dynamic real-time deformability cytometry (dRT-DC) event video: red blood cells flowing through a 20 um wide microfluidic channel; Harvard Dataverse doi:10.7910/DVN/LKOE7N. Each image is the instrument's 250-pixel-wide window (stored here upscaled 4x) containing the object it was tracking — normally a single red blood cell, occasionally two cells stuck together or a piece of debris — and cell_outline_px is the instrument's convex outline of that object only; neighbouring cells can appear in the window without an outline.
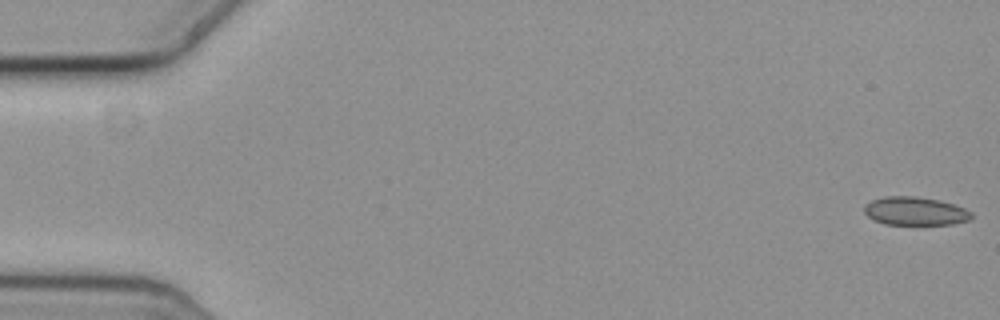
{"species": "common noctule bat (a hibernating species)", "species_latin": "Nyctalus noctula", "temperature_condition": "cold", "stored_images_in_passage": 52, "camera_frame_rate_fps": 3000, "um_per_image_px": 0.085, "animal": {"sex": "female", "body_mass_g": 19.3, "forearm_length_mm": 54.1}, "frame": {"image": 1, "passage_image": 1, "time_ms": 0.0, "image_size_px": [1000, 320], "cell_outline_px": [[972, 216], [968, 220], [952, 224], [884, 224], [868, 216], [864, 212], [864, 204], [872, 200], [884, 196], [916, 196], [940, 200], [964, 208], [972, 212]], "centroid_in_image_um": [77.77, 17.93], "position_along_channel_um": 7.2, "area_um2": 17.63}}
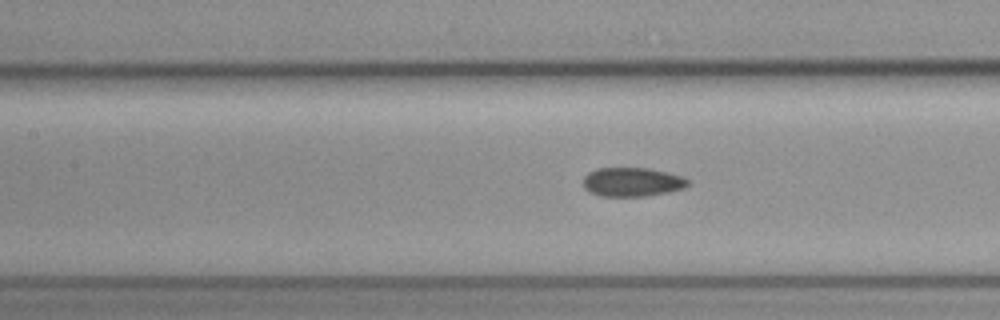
{"frame": {"image": 2, "passage_image": 26, "time_ms": 8.333, "image_size_px": [1000, 320], "cell_outline_px": [[688, 184], [684, 188], [668, 192], [644, 196], [600, 196], [588, 192], [584, 188], [584, 176], [588, 172], [596, 168], [648, 168], [668, 172], [684, 176], [688, 180]], "centroid_in_image_um": [53.72, 15.46], "position_along_channel_um": 153.7, "area_um2": 17.8}}
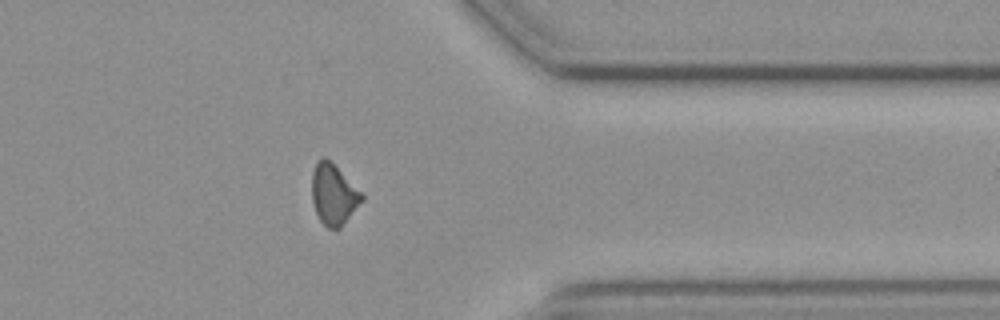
{"frame": {"image": 3, "passage_image": 46, "time_ms": 15.0, "image_size_px": [1000, 320], "cell_outline_px": [[364, 200], [340, 228], [328, 228], [320, 220], [316, 212], [312, 200], [312, 172], [316, 160], [324, 156], [364, 196]], "centroid_in_image_um": [28.33, 16.54], "position_along_channel_um": 383.1, "area_um2": 17.22}}